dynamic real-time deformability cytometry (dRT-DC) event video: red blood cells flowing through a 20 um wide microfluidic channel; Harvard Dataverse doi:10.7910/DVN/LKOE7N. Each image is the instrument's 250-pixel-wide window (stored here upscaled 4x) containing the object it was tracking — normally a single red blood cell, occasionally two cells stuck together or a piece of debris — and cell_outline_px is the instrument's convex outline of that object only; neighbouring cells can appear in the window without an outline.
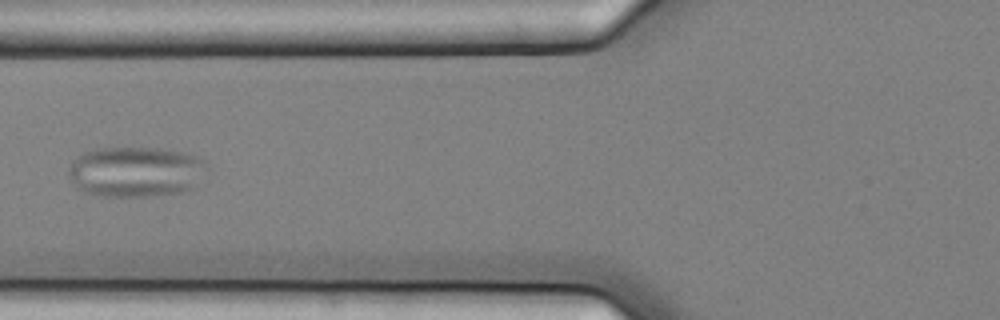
{"species": "common noctule bat (a hibernating species)", "species_latin": "Nyctalus noctula", "temperature_condition": "cold", "stored_images_in_passage": 10, "camera_frame_rate_fps": 3000, "um_per_image_px": 0.085, "animal": {"sex": "female", "body_mass_g": 25.1}, "frame": {"image": 1, "passage_image": 6, "time_ms": 1.667, "image_size_px": [1000, 320], "cell_outline_px": [[208, 168], [192, 188], [180, 192], [148, 196], [104, 196], [84, 192], [76, 188], [68, 176], [68, 168], [84, 152], [96, 148], [160, 148], [184, 152], [196, 156], [204, 160]], "centroid_in_image_um": [11.53, 14.59], "position_along_channel_um": 114.3, "area_um2": 40.58}}
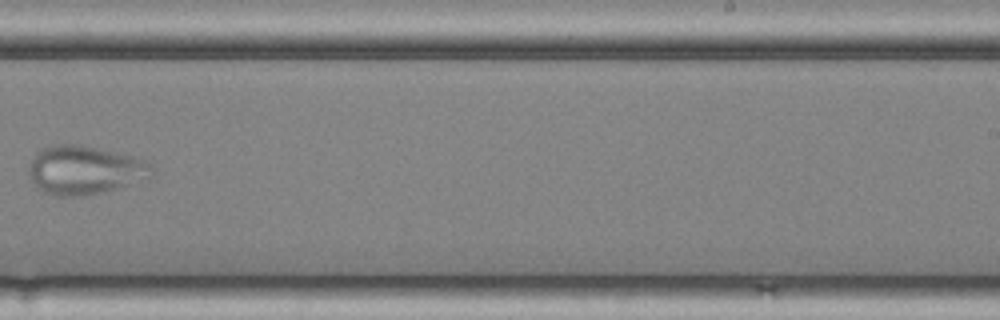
{"frame": {"image": 2, "passage_image": 10, "time_ms": 3.0, "image_size_px": [1000, 320], "cell_outline_px": [[156, 172], [148, 180], [88, 196], [56, 196], [44, 192], [36, 188], [28, 172], [28, 168], [36, 152], [44, 148], [56, 144], [84, 144], [148, 160], [152, 164]], "centroid_in_image_um": [7.27, 14.46], "position_along_channel_um": 281.7, "area_um2": 35.66}}